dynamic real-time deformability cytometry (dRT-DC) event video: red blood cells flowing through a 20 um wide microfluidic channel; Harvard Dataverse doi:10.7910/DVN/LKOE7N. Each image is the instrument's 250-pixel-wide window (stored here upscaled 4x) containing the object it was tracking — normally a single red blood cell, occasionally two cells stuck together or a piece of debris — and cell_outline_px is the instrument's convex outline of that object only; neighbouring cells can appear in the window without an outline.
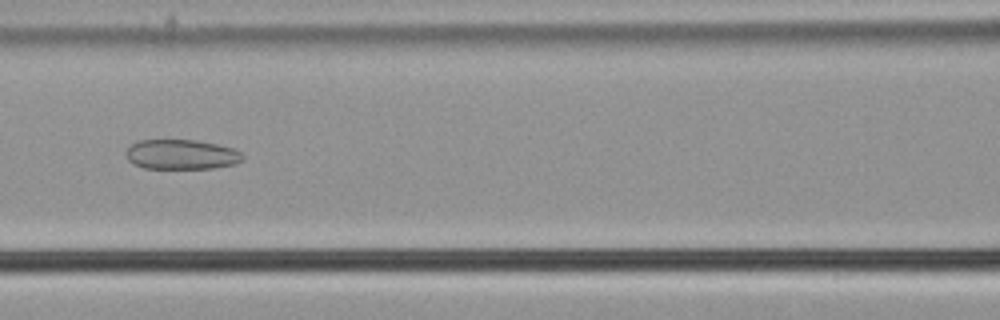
{"species": "common noctule bat (a hibernating species)", "species_latin": "Nyctalus noctula", "temperature_condition": "cold", "stored_images_in_passage": 55, "camera_frame_rate_fps": 3000, "um_per_image_px": 0.085, "animal": {"sex": "male", "body_mass_g": 21.5, "forearm_length_mm": 52.0}, "frame": {"image": 1, "passage_image": 25, "time_ms": 8.0, "image_size_px": [1000, 320], "cell_outline_px": [[244, 160], [236, 164], [212, 168], [144, 168], [128, 160], [128, 148], [136, 140], [196, 140], [216, 144], [232, 148], [240, 152], [244, 156]], "centroid_in_image_um": [15.46, 13.13], "position_along_channel_um": 151.1, "area_um2": 20.11}}
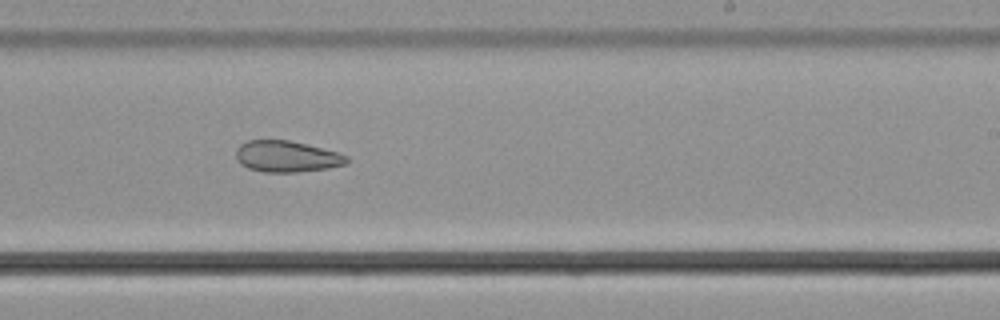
{"frame": {"image": 2, "passage_image": 34, "time_ms": 11.0, "image_size_px": [1000, 320], "cell_outline_px": [[348, 164], [328, 168], [296, 172], [264, 172], [248, 168], [240, 164], [236, 160], [236, 148], [240, 144], [248, 140], [288, 140], [336, 152], [348, 156]], "centroid_in_image_um": [24.33, 13.31], "position_along_channel_um": 264.7, "area_um2": 20.11}}
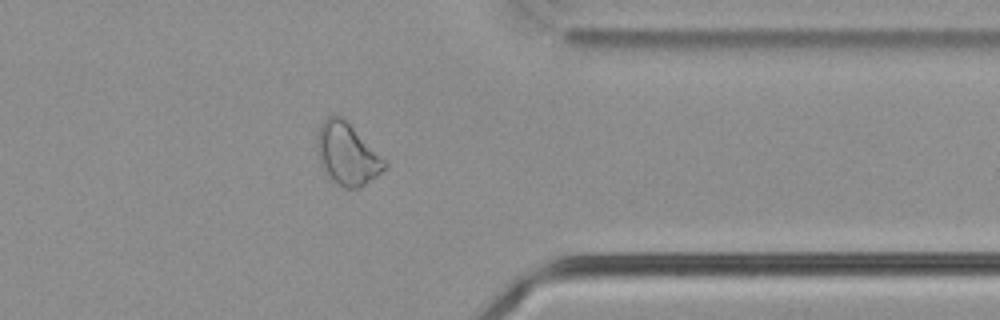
{"frame": {"image": 3, "passage_image": 44, "time_ms": 14.333, "image_size_px": [1000, 320], "cell_outline_px": [[388, 164], [376, 176], [364, 184], [356, 188], [344, 188], [332, 180], [328, 176], [320, 160], [316, 148], [316, 140], [320, 124], [332, 112], [340, 116]], "centroid_in_image_um": [29.45, 13.08], "position_along_channel_um": 382.0, "area_um2": 23.47}, "authors_computed_cell_mechanics": {"area_um2": 26.4146, "velocity_mm_per_s": 3.7956, "shape_relaxation_time_tau1_ms": null, "shape_relaxation_time_tau2_ms": 4.1294, "deformation_change_tau1": null, "deformation_change_tau2": 0.0949}}